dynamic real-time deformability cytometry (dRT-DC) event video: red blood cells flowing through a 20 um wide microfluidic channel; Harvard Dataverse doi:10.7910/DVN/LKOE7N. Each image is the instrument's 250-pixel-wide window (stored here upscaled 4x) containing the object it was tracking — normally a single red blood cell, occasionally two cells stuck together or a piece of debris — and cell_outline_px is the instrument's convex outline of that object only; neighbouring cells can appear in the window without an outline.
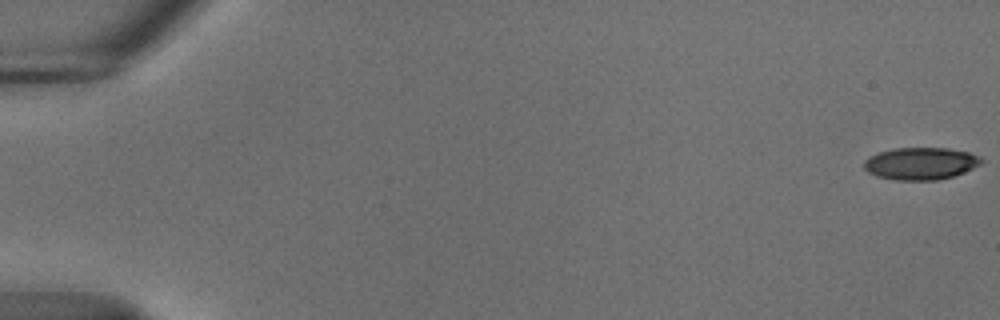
{"species": "common noctule bat (a hibernating species)", "species_latin": "Nyctalus noctula", "temperature_condition": "cold", "stored_images_in_passage": 56, "camera_frame_rate_fps": 3000, "um_per_image_px": 0.085, "animal": {"sex": "male", "body_mass_g": 18.8}, "frame": {"image": 1, "passage_image": 1, "time_ms": 0.0, "image_size_px": [1000, 320], "cell_outline_px": [[984, 160], [980, 164], [964, 172], [952, 176], [936, 180], [896, 180], [876, 176], [868, 172], [864, 168], [864, 160], [868, 156], [880, 152], [896, 148], [948, 148], [968, 152], [980, 156]], "centroid_in_image_um": [78.25, 13.89], "position_along_channel_um": 6.8, "area_um2": 22.02}}
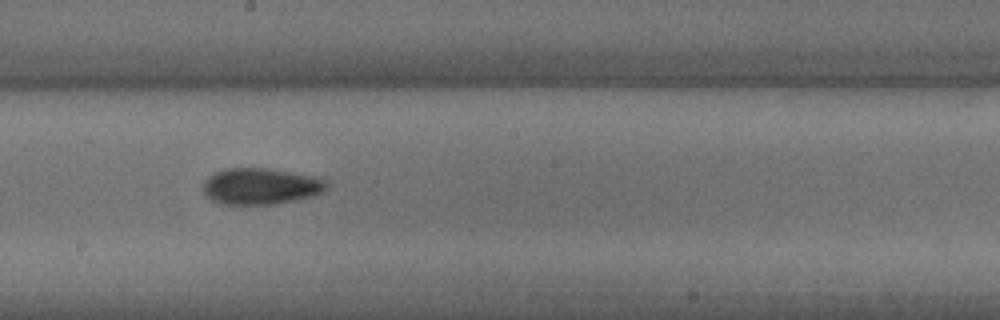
{"frame": {"image": 2, "passage_image": 32, "time_ms": 10.333, "image_size_px": [1000, 320], "cell_outline_px": [[328, 188], [312, 196], [276, 204], [220, 204], [212, 200], [204, 192], [204, 180], [208, 176], [224, 168], [268, 168], [312, 176], [324, 180], [328, 184]], "centroid_in_image_um": [22.13, 15.83], "position_along_channel_um": 226.1, "area_um2": 25.95}}
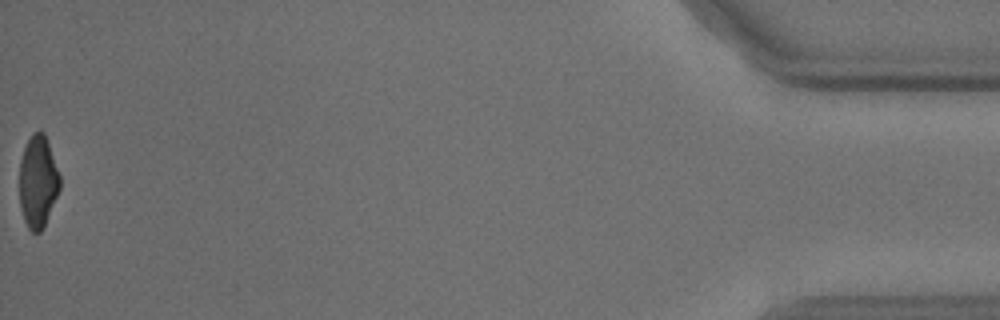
{"frame": {"image": 3, "passage_image": 56, "time_ms": 18.333, "image_size_px": [1000, 320], "cell_outline_px": [[60, 188], [44, 224], [40, 232], [32, 232], [28, 228], [24, 220], [20, 208], [20, 160], [24, 148], [32, 132], [44, 132], [60, 176]], "centroid_in_image_um": [3.21, 15.43], "position_along_channel_um": 432.0, "area_um2": 21.33}, "authors_computed_cell_mechanics": {"area_um2": 24.2471, "velocity_mm_per_s": 3.7026, "shape_relaxation_time_tau1_ms": 9.1194, "shape_relaxation_time_tau2_ms": 3.992, "deformation_change_tau1": 0.1768, "deformation_change_tau2": 0.0938}}